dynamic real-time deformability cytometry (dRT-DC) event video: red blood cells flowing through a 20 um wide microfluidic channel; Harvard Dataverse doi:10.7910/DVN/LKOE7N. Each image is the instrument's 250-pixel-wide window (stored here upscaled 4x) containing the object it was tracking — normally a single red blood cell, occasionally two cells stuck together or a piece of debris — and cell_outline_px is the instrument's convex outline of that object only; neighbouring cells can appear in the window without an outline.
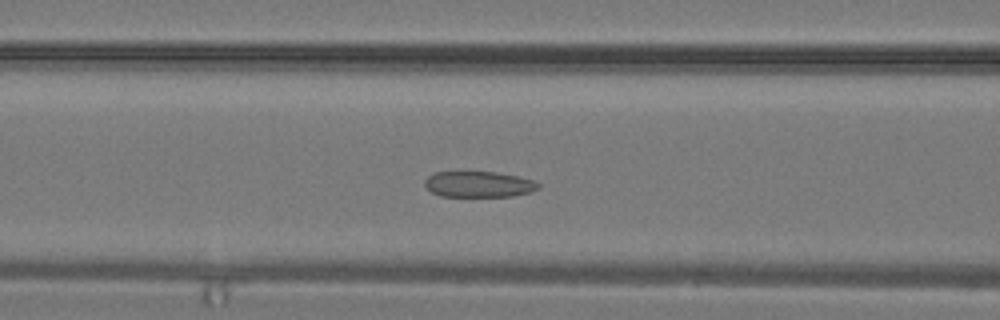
{"species": "common noctule bat (a hibernating species)", "species_latin": "Nyctalus noctula", "temperature_condition": "warm", "stored_images_in_passage": 28, "camera_frame_rate_fps": 3000, "um_per_image_px": 0.085, "animal": {"sex": "male", "body_mass_g": 19.2, "forearm_length_mm": 51.8}, "frame": {"image": 1, "passage_image": 9, "time_ms": 2.667, "image_size_px": [1000, 320], "cell_outline_px": [[540, 188], [528, 192], [512, 196], [440, 196], [432, 192], [424, 184], [424, 180], [432, 172], [496, 172], [516, 176], [532, 180], [540, 184]], "centroid_in_image_um": [40.66, 15.66], "position_along_channel_um": 125.9, "area_um2": 16.99}}
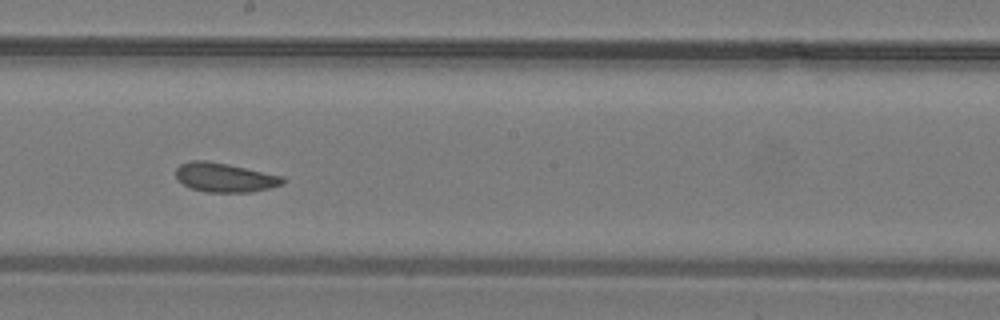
{"frame": {"image": 2, "passage_image": 14, "time_ms": 4.333, "image_size_px": [1000, 320], "cell_outline_px": [[284, 184], [252, 192], [204, 192], [192, 188], [184, 184], [176, 176], [176, 168], [180, 164], [192, 160], [208, 160], [228, 164], [284, 176]], "centroid_in_image_um": [19.12, 15.08], "position_along_channel_um": 229.1, "area_um2": 18.15}}
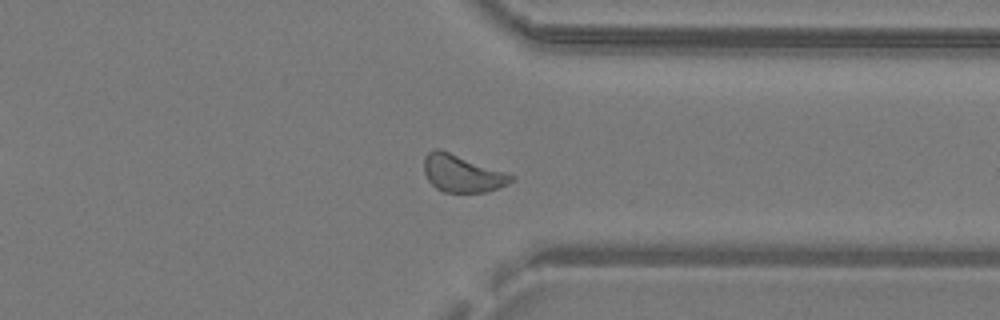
{"frame": {"image": 3, "passage_image": 21, "time_ms": 6.667, "image_size_px": [1000, 320], "cell_outline_px": [[516, 180], [508, 184], [488, 192], [444, 192], [436, 188], [428, 180], [424, 172], [424, 156], [428, 152], [436, 148], [440, 148], [516, 176]], "centroid_in_image_um": [39.29, 14.74], "position_along_channel_um": 372.1, "area_um2": 19.07}}